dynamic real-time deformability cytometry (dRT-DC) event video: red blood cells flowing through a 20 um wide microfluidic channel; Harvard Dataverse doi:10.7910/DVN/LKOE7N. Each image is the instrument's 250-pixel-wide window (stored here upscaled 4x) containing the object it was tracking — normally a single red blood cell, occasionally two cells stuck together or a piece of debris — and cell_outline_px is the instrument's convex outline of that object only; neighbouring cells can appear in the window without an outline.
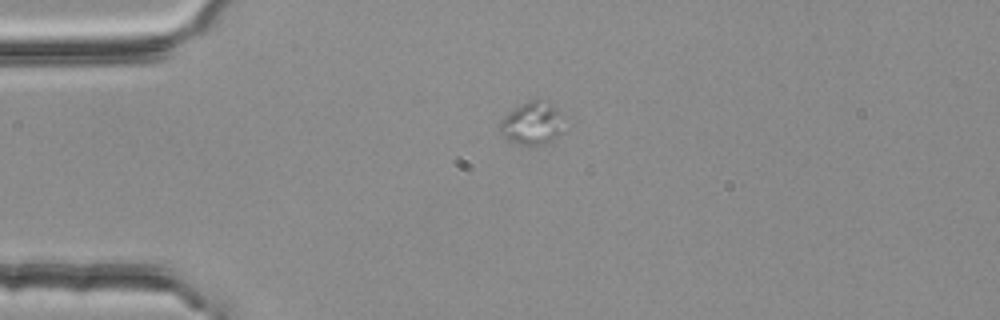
{"species": "common noctule bat (a hibernating species)", "species_latin": "Nyctalus noctula", "temperature_condition": "room temperature", "stored_images_in_passage": 5, "camera_frame_rate_fps": 3000, "um_per_image_px": 0.085, "animal": {"sex": "female", "body_mass_g": 25.1}, "frame": {"image": 1, "passage_image": 5, "time_ms": 1.333, "image_size_px": [1000, 320], "cell_outline_px": [[564, 116], [560, 132], [552, 140], [544, 144], [528, 148], [516, 144], [508, 140], [500, 132], [500, 124], [520, 104], [532, 100], [536, 100], [560, 112]], "centroid_in_image_um": [45.23, 10.58], "position_along_channel_um": 39.8, "area_um2": 15.37}}